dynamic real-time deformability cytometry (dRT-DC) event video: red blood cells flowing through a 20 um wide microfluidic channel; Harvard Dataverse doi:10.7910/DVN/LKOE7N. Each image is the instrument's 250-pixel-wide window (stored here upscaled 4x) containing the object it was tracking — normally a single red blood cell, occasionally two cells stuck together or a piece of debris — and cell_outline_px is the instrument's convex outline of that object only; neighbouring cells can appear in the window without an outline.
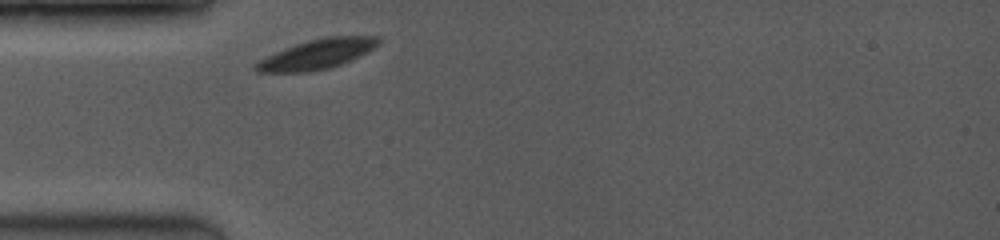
{"species": "common noctule bat (a hibernating species)", "species_latin": "Nyctalus noctula", "temperature_condition": "room temperature", "stored_images_in_passage": 1, "camera_frame_rate_fps": 3500, "um_per_image_px": 0.085, "animal": {"sex": "female", "body_mass_g": 19.0, "forearm_length_mm": 53.3}, "frame": {"image": 1, "passage_image": 1, "time_ms": 0.0, "image_size_px": [1000, 240], "cell_outline_px": [[380, 44], [368, 52], [352, 60], [332, 68], [308, 72], [256, 72], [252, 68], [252, 64], [284, 48], [308, 40], [324, 36], [380, 36]], "centroid_in_image_um": [26.97, 4.61], "position_along_channel_um": 58.0, "area_um2": 21.56}}